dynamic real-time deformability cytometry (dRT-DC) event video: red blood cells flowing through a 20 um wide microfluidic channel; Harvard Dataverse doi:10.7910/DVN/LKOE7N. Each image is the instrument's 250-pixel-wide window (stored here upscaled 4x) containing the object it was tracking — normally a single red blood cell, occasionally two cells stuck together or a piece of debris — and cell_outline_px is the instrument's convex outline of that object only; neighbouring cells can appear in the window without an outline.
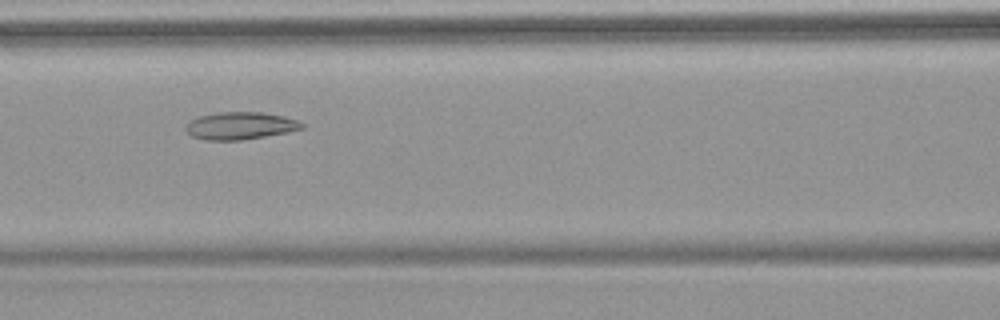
{"species": "common noctule bat (a hibernating species)", "species_latin": "Nyctalus noctula", "temperature_condition": "warm", "stored_images_in_passage": 8, "camera_frame_rate_fps": 3000, "um_per_image_px": 0.085, "animal": {"sex": "female", "body_mass_g": 18.4}, "frame": {"image": 1, "passage_image": 5, "time_ms": 4.667, "image_size_px": [1000, 320], "cell_outline_px": [[304, 128], [288, 132], [240, 140], [204, 140], [192, 136], [184, 128], [192, 120], [200, 116], [220, 112], [264, 112], [284, 116], [296, 120], [304, 124]], "centroid_in_image_um": [20.44, 10.69], "position_along_channel_um": 146.2, "area_um2": 18.38}}
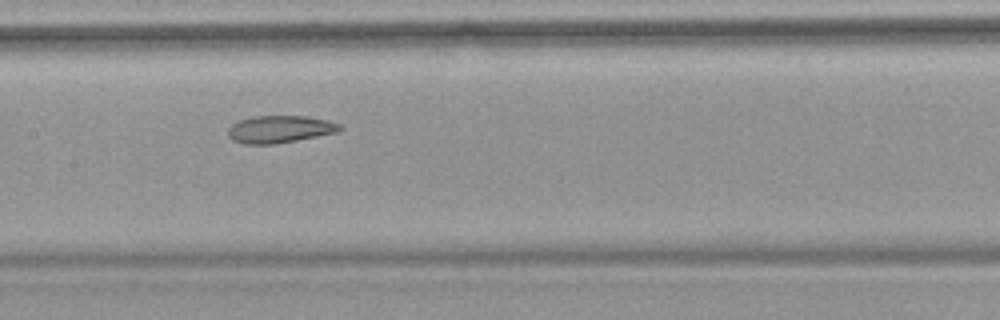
{"frame": {"image": 2, "passage_image": 6, "time_ms": 5.667, "image_size_px": [1000, 320], "cell_outline_px": [[344, 128], [340, 132], [276, 144], [244, 144], [232, 140], [228, 136], [228, 128], [236, 120], [252, 116], [304, 116], [328, 120], [340, 124]], "centroid_in_image_um": [23.78, 10.98], "position_along_channel_um": 183.6, "area_um2": 18.09}}
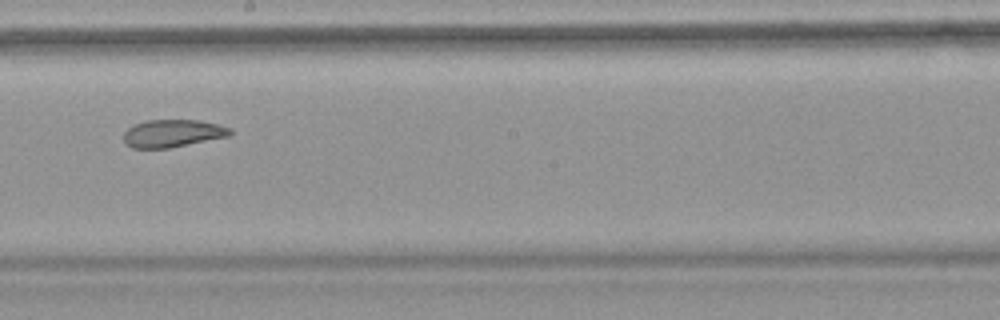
{"frame": {"image": 3, "passage_image": 7, "time_ms": 7.0, "image_size_px": [1000, 320], "cell_outline_px": [[232, 132], [228, 136], [168, 148], [132, 148], [124, 140], [124, 132], [128, 128], [144, 120], [200, 120], [232, 128]], "centroid_in_image_um": [14.67, 11.32], "position_along_channel_um": 233.5, "area_um2": 16.94}}